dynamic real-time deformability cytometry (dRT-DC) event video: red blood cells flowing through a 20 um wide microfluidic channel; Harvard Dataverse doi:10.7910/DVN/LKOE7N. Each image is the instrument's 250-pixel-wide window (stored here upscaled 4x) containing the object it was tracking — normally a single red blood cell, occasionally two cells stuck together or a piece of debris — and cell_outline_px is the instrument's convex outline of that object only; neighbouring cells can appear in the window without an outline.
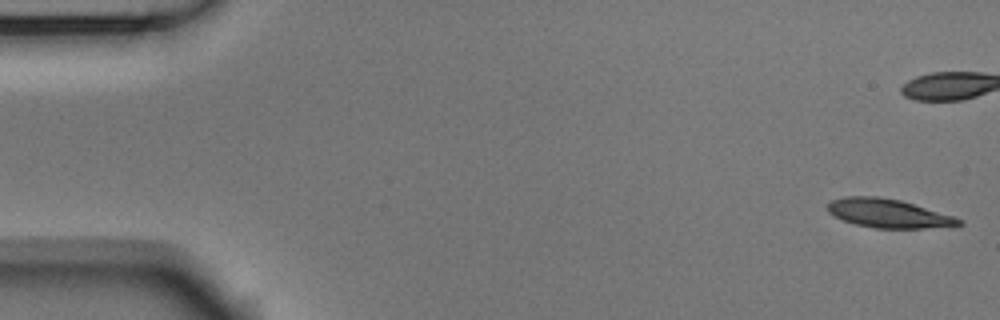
{"species": "Egyptian fruit bat (a non-hibernating species)", "species_latin": "Rousettus aegyptiacus", "temperature_condition": "room temperature", "stored_images_in_passage": 54, "camera_frame_rate_fps": 3000, "um_per_image_px": 0.085, "animal": {"sex": "male"}, "frame": {"image": 1, "passage_image": 1, "time_ms": 0.0, "image_size_px": [1000, 320], "cell_outline_px": [[964, 224], [924, 228], [872, 228], [856, 224], [844, 220], [828, 212], [828, 204], [832, 200], [844, 196], [880, 196], [900, 200], [956, 216], [964, 220]], "centroid_in_image_um": [75.54, 18.13], "position_along_channel_um": 9.5, "area_um2": 21.96}}
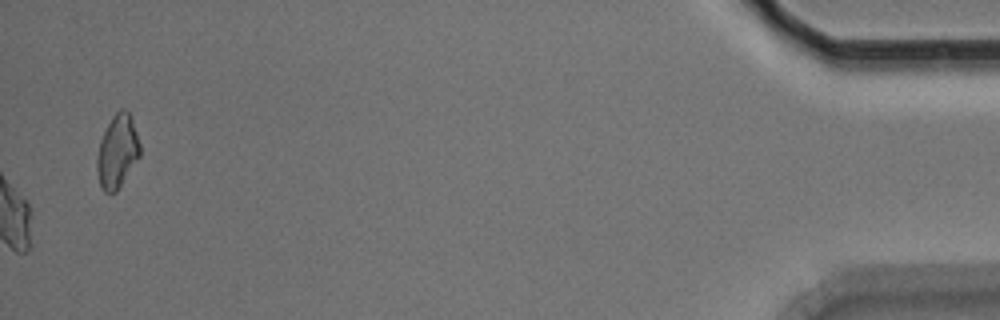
{"frame": {"image": 2, "passage_image": 54, "time_ms": 17.667, "image_size_px": [1000, 320], "cell_outline_px": [[140, 156], [116, 192], [104, 192], [100, 188], [96, 168], [96, 160], [100, 140], [112, 116], [120, 108], [124, 108], [128, 112], [132, 120], [140, 144]], "centroid_in_image_um": [9.96, 12.89], "position_along_channel_um": 425.2, "area_um2": 18.26}, "authors_computed_cell_mechanics": {"area_um2": 22.7443, "velocity_mm_per_s": 3.7454, "shape_relaxation_time_tau1_ms": 4.2979, "shape_relaxation_time_tau2_ms": null, "deformation_change_tau1": 0.147, "deformation_change_tau2": null}}